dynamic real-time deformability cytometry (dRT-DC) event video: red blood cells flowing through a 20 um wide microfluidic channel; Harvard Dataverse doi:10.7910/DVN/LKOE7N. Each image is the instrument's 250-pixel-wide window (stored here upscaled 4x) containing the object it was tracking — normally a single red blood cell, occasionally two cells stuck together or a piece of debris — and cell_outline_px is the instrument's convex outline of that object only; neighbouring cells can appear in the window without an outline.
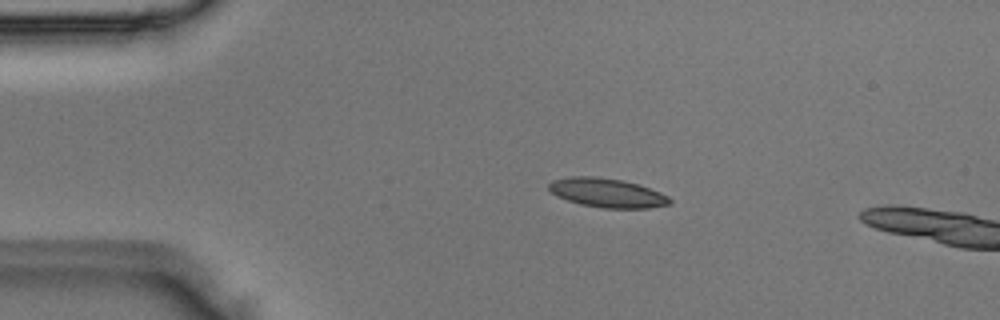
{"species": "Egyptian fruit bat (a non-hibernating species)", "species_latin": "Rousettus aegyptiacus", "temperature_condition": "room temperature", "stored_images_in_passage": 45, "camera_frame_rate_fps": 3000, "um_per_image_px": 0.085, "animal": {"sex": "male"}, "frame": {"image": 1, "passage_image": 9, "time_ms": 2.667, "image_size_px": [1000, 320], "cell_outline_px": [[672, 200], [668, 204], [648, 208], [604, 208], [580, 204], [556, 196], [548, 188], [548, 184], [552, 180], [572, 176], [596, 176], [620, 180], [640, 184], [660, 192], [668, 196]], "centroid_in_image_um": [51.59, 16.38], "position_along_channel_um": 33.4, "area_um2": 20.46}}
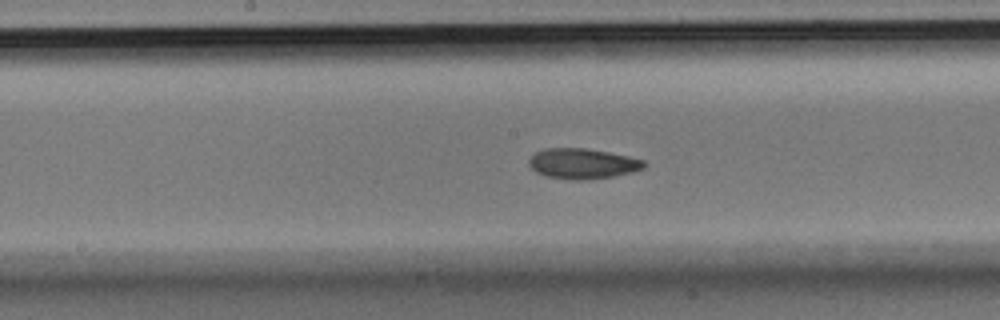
{"frame": {"image": 2, "passage_image": 24, "time_ms": 7.667, "image_size_px": [1000, 320], "cell_outline_px": [[648, 164], [644, 168], [632, 172], [612, 176], [584, 180], [576, 180], [544, 176], [536, 172], [528, 164], [528, 160], [536, 152], [544, 148], [588, 148], [628, 156], [644, 160]], "centroid_in_image_um": [49.52, 13.9], "position_along_channel_um": 198.7, "area_um2": 20.4}}
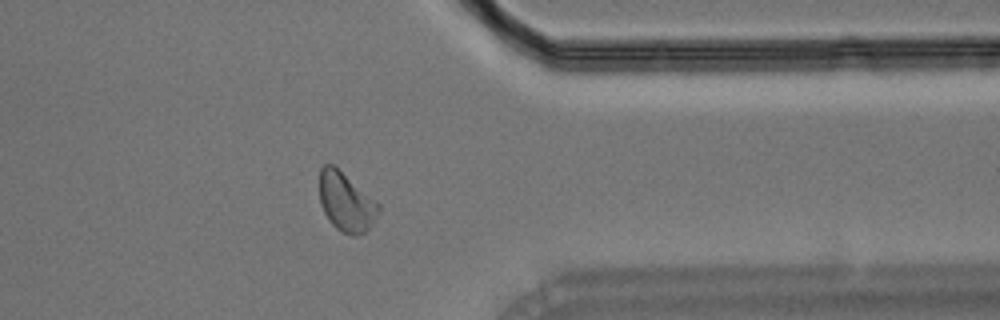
{"frame": {"image": 3, "passage_image": 38, "time_ms": 12.333, "image_size_px": [1000, 320], "cell_outline_px": [[380, 208], [372, 224], [364, 232], [356, 236], [352, 236], [336, 228], [332, 224], [324, 212], [320, 204], [320, 168], [324, 164], [332, 164], [376, 200], [380, 204]], "centroid_in_image_um": [29.41, 17.17], "position_along_channel_um": 382.0, "area_um2": 20.0}}